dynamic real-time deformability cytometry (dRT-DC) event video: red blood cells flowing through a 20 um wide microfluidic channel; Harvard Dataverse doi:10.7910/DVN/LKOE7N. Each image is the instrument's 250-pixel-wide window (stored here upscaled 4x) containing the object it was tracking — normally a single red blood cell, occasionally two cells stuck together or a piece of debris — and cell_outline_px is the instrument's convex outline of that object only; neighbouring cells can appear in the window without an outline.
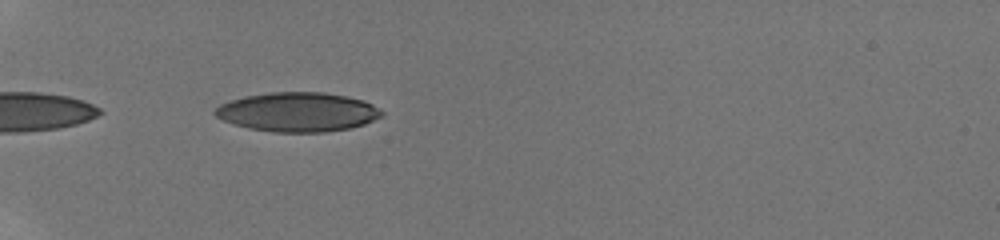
{"species": "human", "species_latin": "Homo sapiens", "temperature_condition": "room temperature", "stored_images_in_passage": 35, "camera_frame_rate_fps": 3000, "um_per_image_px": 0.085, "donor": {"sex": "male"}, "frame": {"image": 1, "passage_image": 3, "time_ms": 0.333, "image_size_px": [1000, 240], "cell_outline_px": [[384, 116], [364, 124], [348, 128], [324, 132], [276, 132], [248, 128], [224, 120], [216, 116], [212, 112], [220, 104], [244, 96], [268, 92], [324, 92], [364, 100], [372, 104], [384, 112]], "centroid_in_image_um": [25.32, 9.51], "position_along_channel_um": 59.7, "area_um2": 38.03}}
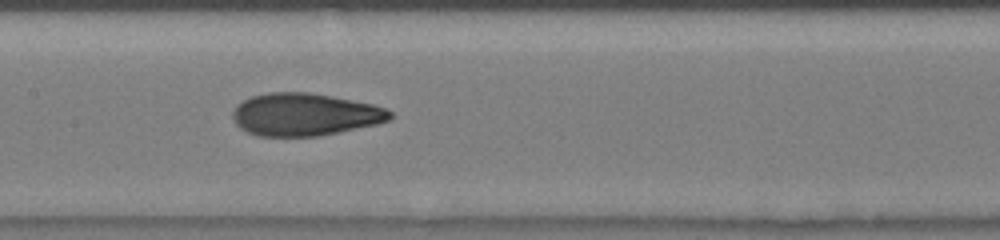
{"frame": {"image": 2, "passage_image": 14, "time_ms": 4.0, "image_size_px": [1000, 240], "cell_outline_px": [[392, 116], [388, 120], [376, 124], [320, 136], [260, 136], [248, 132], [240, 128], [236, 124], [232, 116], [232, 112], [236, 104], [252, 96], [268, 92], [308, 92], [332, 96], [372, 104], [384, 108], [392, 112]], "centroid_in_image_um": [25.87, 9.73], "position_along_channel_um": 181.5, "area_um2": 38.9}}
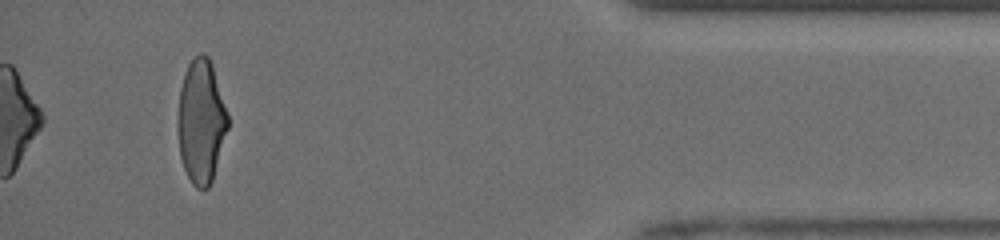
{"frame": {"image": 3, "passage_image": 35, "time_ms": 11.0, "image_size_px": [1000, 240], "cell_outline_px": [[228, 128], [212, 180], [208, 188], [196, 188], [192, 184], [184, 168], [180, 156], [180, 88], [184, 72], [188, 64], [200, 52], [204, 52], [208, 56], [212, 64], [228, 116]], "centroid_in_image_um": [17.12, 10.3], "position_along_channel_um": 418.1, "area_um2": 35.14}, "authors_computed_cell_mechanics": {"area_um2": 38.0902, "velocity_mm_per_s": 3.9663, "shape_relaxation_time_tau1_ms": 6.4942, "shape_relaxation_time_tau2_ms": 1.0382, "deformation_change_tau1": 0.2095, "deformation_change_tau2": 0.0693}}